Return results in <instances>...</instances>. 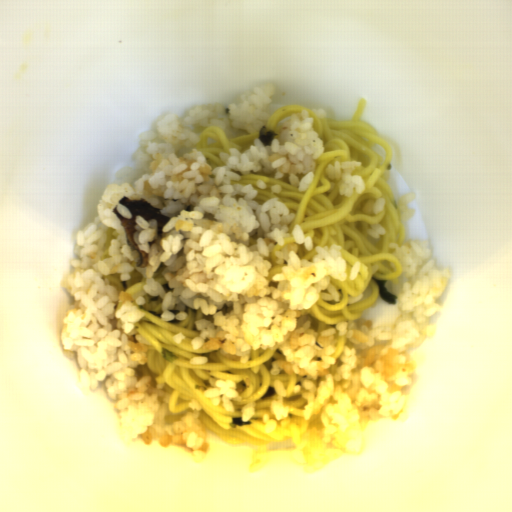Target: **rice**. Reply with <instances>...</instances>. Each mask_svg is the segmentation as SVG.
Segmentation results:
<instances>
[{
    "mask_svg": "<svg viewBox=\"0 0 512 512\" xmlns=\"http://www.w3.org/2000/svg\"><path fill=\"white\" fill-rule=\"evenodd\" d=\"M255 413V403L249 402L246 404L241 411L242 422L249 421Z\"/></svg>",
    "mask_w": 512,
    "mask_h": 512,
    "instance_id": "obj_6",
    "label": "rice"
},
{
    "mask_svg": "<svg viewBox=\"0 0 512 512\" xmlns=\"http://www.w3.org/2000/svg\"><path fill=\"white\" fill-rule=\"evenodd\" d=\"M275 93L272 84L259 86L229 105L214 103L161 118L141 134L132 155L135 166L116 172L115 183L97 203L96 218L76 235L73 273L61 282L74 303L62 320L60 338L65 356L78 364L81 386L93 391L105 384L125 443L183 444L198 463L209 450L202 405L191 399L187 413L168 423L165 385L154 386L148 375L136 377L150 347L136 329L144 295L163 300V322L186 319L189 307L214 318L196 320L200 336L190 341L195 351L215 350L245 365L251 351L280 347L284 359L271 362L270 372L302 377L305 407L290 427L291 459L308 471L339 455L361 454L366 426L398 419L406 404L402 388L410 386L417 365L405 351L433 337L429 321L441 309L440 297L451 277L449 268L440 269L431 258L429 240L388 245L408 279L397 296L400 313L392 328L357 319L317 332L308 311L317 300L339 302L331 278L347 279L342 246L316 245L312 259L303 260L299 244L312 251L314 243L299 224L289 229L294 213L277 197L258 205L253 184H232L246 173L263 172L275 180L288 175L291 185L306 191L315 178V161L325 151L313 117L306 110L294 113L281 128L284 144L273 139L264 146L255 138L243 153L234 147L220 153L224 165L216 169L195 148L201 140L198 131L208 126L229 138L261 131ZM122 197L148 200L170 218L158 237L155 220L136 217L134 239L149 255L147 267H139L141 255L112 212L116 207L120 215L132 217L119 204ZM107 227L117 231L108 259L101 260ZM290 237L296 242L275 252L276 263L285 264L282 272L268 281V252ZM161 262L173 288L167 294L152 279ZM135 270L146 279L135 294L109 285L111 273L129 280ZM342 336L347 338L343 354L334 359Z\"/></svg>",
    "mask_w": 512,
    "mask_h": 512,
    "instance_id": "obj_1",
    "label": "rice"
},
{
    "mask_svg": "<svg viewBox=\"0 0 512 512\" xmlns=\"http://www.w3.org/2000/svg\"><path fill=\"white\" fill-rule=\"evenodd\" d=\"M262 422L264 424L263 430L264 433H270L272 431H276L277 429V422L276 420L270 419L268 414H265L262 416Z\"/></svg>",
    "mask_w": 512,
    "mask_h": 512,
    "instance_id": "obj_7",
    "label": "rice"
},
{
    "mask_svg": "<svg viewBox=\"0 0 512 512\" xmlns=\"http://www.w3.org/2000/svg\"><path fill=\"white\" fill-rule=\"evenodd\" d=\"M189 361H190V364H192V365L205 364L206 362H208V358L198 355V356L192 357L191 359H189Z\"/></svg>",
    "mask_w": 512,
    "mask_h": 512,
    "instance_id": "obj_11",
    "label": "rice"
},
{
    "mask_svg": "<svg viewBox=\"0 0 512 512\" xmlns=\"http://www.w3.org/2000/svg\"><path fill=\"white\" fill-rule=\"evenodd\" d=\"M271 190L273 193H281L282 186L281 184H274L273 186H271Z\"/></svg>",
    "mask_w": 512,
    "mask_h": 512,
    "instance_id": "obj_14",
    "label": "rice"
},
{
    "mask_svg": "<svg viewBox=\"0 0 512 512\" xmlns=\"http://www.w3.org/2000/svg\"><path fill=\"white\" fill-rule=\"evenodd\" d=\"M385 202H386V200L383 197H380L377 200H375L374 205H373V210H374L375 214H378L384 210Z\"/></svg>",
    "mask_w": 512,
    "mask_h": 512,
    "instance_id": "obj_9",
    "label": "rice"
},
{
    "mask_svg": "<svg viewBox=\"0 0 512 512\" xmlns=\"http://www.w3.org/2000/svg\"><path fill=\"white\" fill-rule=\"evenodd\" d=\"M360 266H361V263H359L358 261L354 263V265L352 266V268L350 270L349 280L357 279L358 272L360 270Z\"/></svg>",
    "mask_w": 512,
    "mask_h": 512,
    "instance_id": "obj_10",
    "label": "rice"
},
{
    "mask_svg": "<svg viewBox=\"0 0 512 512\" xmlns=\"http://www.w3.org/2000/svg\"><path fill=\"white\" fill-rule=\"evenodd\" d=\"M255 184H256V186H257L259 189H262V190H263V189H266V187H267L266 183H265L263 180H260V179H259V180H257Z\"/></svg>",
    "mask_w": 512,
    "mask_h": 512,
    "instance_id": "obj_16",
    "label": "rice"
},
{
    "mask_svg": "<svg viewBox=\"0 0 512 512\" xmlns=\"http://www.w3.org/2000/svg\"><path fill=\"white\" fill-rule=\"evenodd\" d=\"M415 192H411L408 194H404L399 197L397 201V207L399 211L402 212L401 221H408L414 214L415 210L412 208H409V203L414 201L415 199Z\"/></svg>",
    "mask_w": 512,
    "mask_h": 512,
    "instance_id": "obj_5",
    "label": "rice"
},
{
    "mask_svg": "<svg viewBox=\"0 0 512 512\" xmlns=\"http://www.w3.org/2000/svg\"><path fill=\"white\" fill-rule=\"evenodd\" d=\"M367 233L372 236L374 239H378L379 235H385L386 228L382 225L378 224H371V228H367Z\"/></svg>",
    "mask_w": 512,
    "mask_h": 512,
    "instance_id": "obj_8",
    "label": "rice"
},
{
    "mask_svg": "<svg viewBox=\"0 0 512 512\" xmlns=\"http://www.w3.org/2000/svg\"><path fill=\"white\" fill-rule=\"evenodd\" d=\"M205 397L211 398L214 405H222L228 412H233L235 407L232 399H238L236 383L232 380H216L214 387L205 389Z\"/></svg>",
    "mask_w": 512,
    "mask_h": 512,
    "instance_id": "obj_3",
    "label": "rice"
},
{
    "mask_svg": "<svg viewBox=\"0 0 512 512\" xmlns=\"http://www.w3.org/2000/svg\"><path fill=\"white\" fill-rule=\"evenodd\" d=\"M362 299H363V298H362V296H361V295H360V296H358V297H347V303L352 305V304H354V303H356V302H359V301H360V300H362Z\"/></svg>",
    "mask_w": 512,
    "mask_h": 512,
    "instance_id": "obj_13",
    "label": "rice"
},
{
    "mask_svg": "<svg viewBox=\"0 0 512 512\" xmlns=\"http://www.w3.org/2000/svg\"><path fill=\"white\" fill-rule=\"evenodd\" d=\"M184 339H185L184 334L179 332L178 334H176V335L174 336L173 341H174L176 344H180V343H182V341H183Z\"/></svg>",
    "mask_w": 512,
    "mask_h": 512,
    "instance_id": "obj_12",
    "label": "rice"
},
{
    "mask_svg": "<svg viewBox=\"0 0 512 512\" xmlns=\"http://www.w3.org/2000/svg\"><path fill=\"white\" fill-rule=\"evenodd\" d=\"M361 165V161L357 160H335L334 163L328 164L325 172L330 180L342 179V183L339 187V193L344 197H351L353 195V189H355L359 194L365 189L362 177L352 175L353 171L361 167Z\"/></svg>",
    "mask_w": 512,
    "mask_h": 512,
    "instance_id": "obj_2",
    "label": "rice"
},
{
    "mask_svg": "<svg viewBox=\"0 0 512 512\" xmlns=\"http://www.w3.org/2000/svg\"><path fill=\"white\" fill-rule=\"evenodd\" d=\"M274 390L277 395V399L271 401L270 411L274 415L277 421L286 419L289 416V408L283 406L284 398L286 397L287 390L283 382L276 380L274 382Z\"/></svg>",
    "mask_w": 512,
    "mask_h": 512,
    "instance_id": "obj_4",
    "label": "rice"
},
{
    "mask_svg": "<svg viewBox=\"0 0 512 512\" xmlns=\"http://www.w3.org/2000/svg\"><path fill=\"white\" fill-rule=\"evenodd\" d=\"M315 115H317L320 119L326 117L327 112L321 109L313 110Z\"/></svg>",
    "mask_w": 512,
    "mask_h": 512,
    "instance_id": "obj_15",
    "label": "rice"
}]
</instances>
